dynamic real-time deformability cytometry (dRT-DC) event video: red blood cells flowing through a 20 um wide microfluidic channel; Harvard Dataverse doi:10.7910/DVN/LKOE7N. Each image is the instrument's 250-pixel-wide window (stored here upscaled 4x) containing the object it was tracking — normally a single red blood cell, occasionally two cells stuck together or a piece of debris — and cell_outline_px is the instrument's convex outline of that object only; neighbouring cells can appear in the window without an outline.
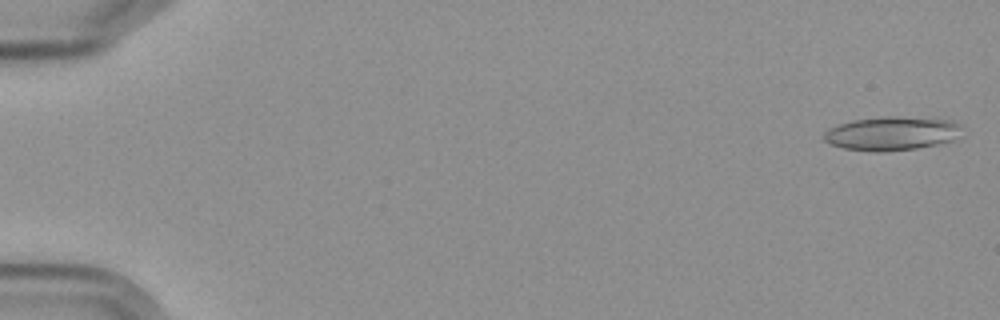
{"species": "Egyptian fruit bat (a non-hibernating species)", "species_latin": "Rousettus aegyptiacus", "temperature_condition": "cold", "stored_images_in_passage": 5, "camera_frame_rate_fps": 3000, "um_per_image_px": 0.085, "frame": {"image": 1, "passage_image": 1, "time_ms": 0.0, "image_size_px": [1000, 320], "cell_outline_px": [[960, 124], [952, 140], [936, 144], [916, 148], [884, 152], [872, 152], [844, 148], [832, 144], [824, 140], [824, 132], [828, 128], [852, 120], [888, 116], [896, 116], [952, 120]], "centroid_in_image_um": [75.72, 11.34], "position_along_channel_um": 9.3, "area_um2": 26.76}}
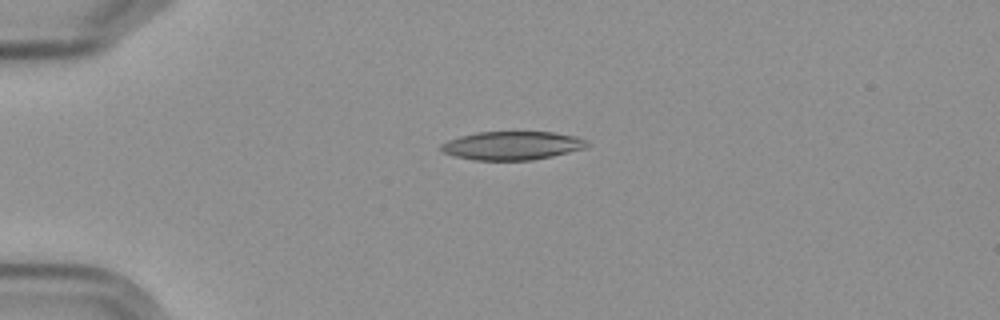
{"frame": {"image": 2, "passage_image": 4, "time_ms": 4.333, "image_size_px": [1000, 320], "cell_outline_px": [[588, 144], [584, 148], [552, 156], [532, 160], [476, 160], [452, 156], [444, 152], [440, 148], [440, 144], [448, 140], [460, 136], [476, 132], [552, 132], [576, 136], [584, 140]], "centroid_in_image_um": [43.48, 12.37], "position_along_channel_um": 41.5, "area_um2": 24.1}}